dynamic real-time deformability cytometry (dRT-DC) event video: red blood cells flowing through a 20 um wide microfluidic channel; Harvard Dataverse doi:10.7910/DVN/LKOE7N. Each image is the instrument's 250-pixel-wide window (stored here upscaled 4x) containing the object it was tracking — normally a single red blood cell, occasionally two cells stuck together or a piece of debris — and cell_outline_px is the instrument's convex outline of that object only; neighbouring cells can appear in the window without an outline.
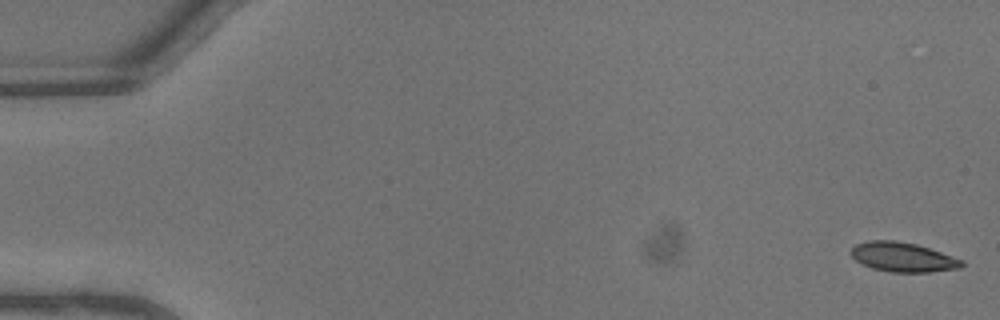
{"species": "common noctule bat (a hibernating species)", "species_latin": "Nyctalus noctula", "temperature_condition": "warm", "stored_images_in_passage": 45, "camera_frame_rate_fps": 3000, "um_per_image_px": 0.085, "animal": {"sex": "male", "body_mass_g": 13.3}, "frame": {"image": 1, "passage_image": 1, "time_ms": 0.0, "image_size_px": [1000, 320], "cell_outline_px": [[964, 264], [960, 268], [928, 272], [892, 272], [872, 268], [856, 260], [848, 252], [856, 244], [868, 240], [896, 240], [916, 244], [964, 260]], "centroid_in_image_um": [76.73, 21.84], "position_along_channel_um": 8.3, "area_um2": 18.96}}
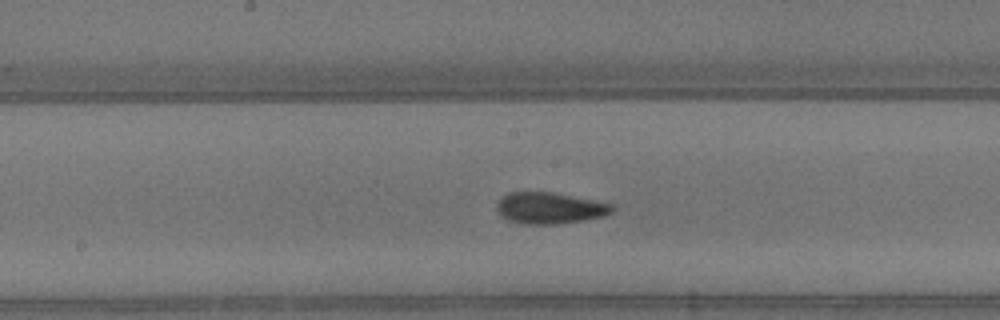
{"frame": {"image": 2, "passage_image": 24, "time_ms": 7.667, "image_size_px": [1000, 320], "cell_outline_px": [[616, 208], [612, 212], [604, 216], [556, 224], [528, 224], [508, 220], [500, 216], [496, 212], [496, 204], [500, 196], [508, 192], [552, 192], [612, 204]], "centroid_in_image_um": [46.66, 17.68], "position_along_channel_um": 201.5, "area_um2": 21.1}}
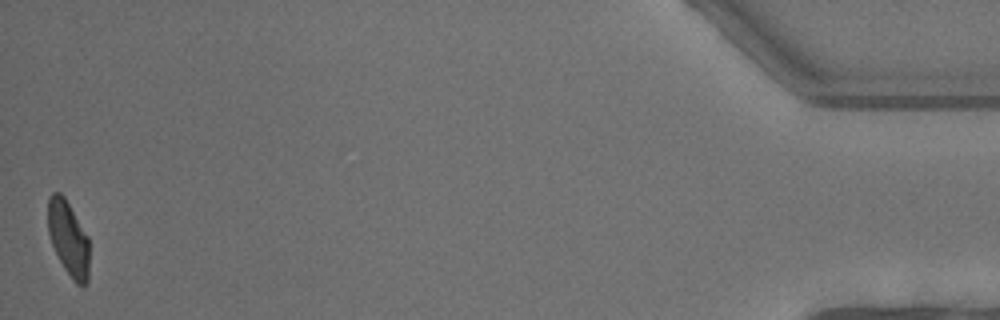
{"frame": {"image": 3, "passage_image": 45, "time_ms": 14.667, "image_size_px": [1000, 320], "cell_outline_px": [[88, 280], [84, 284], [76, 284], [72, 280], [64, 268], [52, 244], [48, 232], [48, 196], [52, 192], [60, 192], [64, 196], [88, 236]], "centroid_in_image_um": [5.8, 20.23], "position_along_channel_um": 429.4, "area_um2": 17.86}, "authors_computed_cell_mechanics": {"area_um2": 19.8832, "velocity_mm_per_s": 4.631, "shape_relaxation_time_tau1_ms": 4.2014, "shape_relaxation_time_tau2_ms": 1.9668, "deformation_change_tau1": 0.1721, "deformation_change_tau2": 0.0852}}